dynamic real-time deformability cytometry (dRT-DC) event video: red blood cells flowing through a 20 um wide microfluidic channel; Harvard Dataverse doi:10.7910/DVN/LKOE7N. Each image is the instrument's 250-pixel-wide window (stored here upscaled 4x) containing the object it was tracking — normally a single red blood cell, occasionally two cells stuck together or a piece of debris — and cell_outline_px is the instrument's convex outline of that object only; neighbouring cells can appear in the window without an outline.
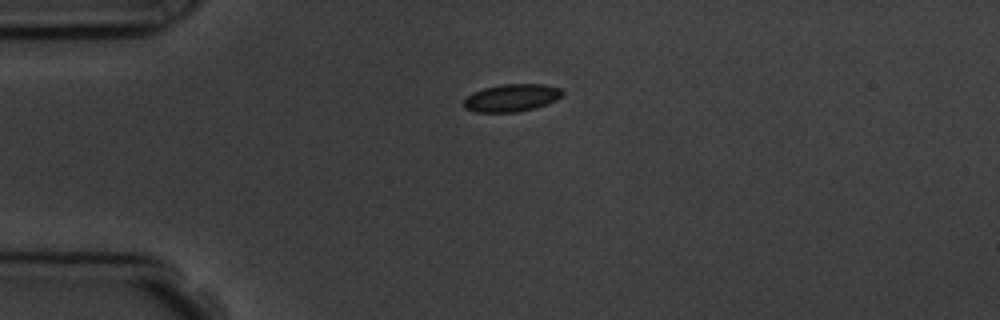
{"species": "common noctule bat (a hibernating species)", "species_latin": "Nyctalus noctula", "temperature_condition": "room temperature", "stored_images_in_passage": 5, "camera_frame_rate_fps": 3000, "um_per_image_px": 0.085, "animal": {"sex": "male", "body_mass_g": 19.5, "forearm_length_mm": 54.6}, "frame": {"image": 1, "passage_image": 5, "time_ms": 5.0, "image_size_px": [1000, 320], "cell_outline_px": [[564, 92], [556, 100], [532, 108], [516, 112], [476, 112], [464, 108], [464, 100], [472, 92], [484, 88], [500, 84], [544, 84], [560, 88]], "centroid_in_image_um": [43.46, 8.3], "position_along_channel_um": 41.5, "area_um2": 15.66}}